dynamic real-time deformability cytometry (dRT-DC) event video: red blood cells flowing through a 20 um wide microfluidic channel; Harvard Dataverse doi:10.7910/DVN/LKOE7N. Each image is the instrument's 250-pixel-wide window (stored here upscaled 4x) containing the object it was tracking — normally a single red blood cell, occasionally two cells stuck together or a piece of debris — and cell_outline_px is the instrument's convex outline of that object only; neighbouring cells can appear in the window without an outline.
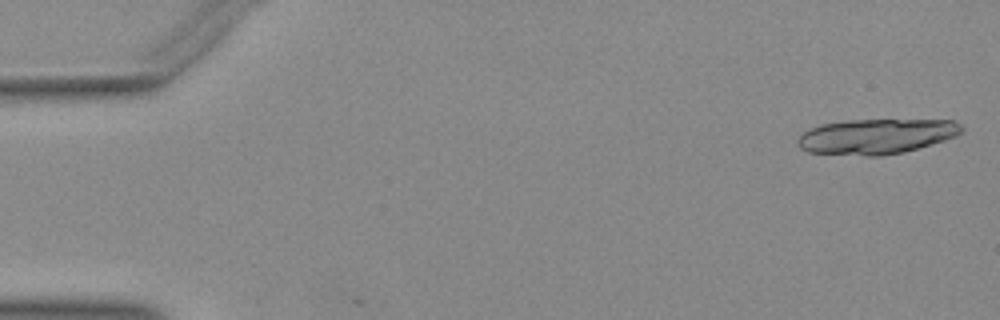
{"species": "Egyptian fruit bat (a non-hibernating species)", "species_latin": "Rousettus aegyptiacus", "temperature_condition": "warm", "stored_images_in_passage": 12, "camera_frame_rate_fps": 3000, "um_per_image_px": 0.085, "animal": {"sex": "female"}, "frame": {"image": 1, "passage_image": 1, "time_ms": 0.0, "image_size_px": [1000, 320], "cell_outline_px": [[964, 128], [956, 136], [944, 140], [904, 152], [880, 156], [868, 156], [808, 152], [800, 148], [796, 144], [796, 140], [804, 132], [820, 124], [848, 120], [952, 120], [960, 124]], "centroid_in_image_um": [74.46, 11.59], "position_along_channel_um": 10.5, "area_um2": 33.47}}